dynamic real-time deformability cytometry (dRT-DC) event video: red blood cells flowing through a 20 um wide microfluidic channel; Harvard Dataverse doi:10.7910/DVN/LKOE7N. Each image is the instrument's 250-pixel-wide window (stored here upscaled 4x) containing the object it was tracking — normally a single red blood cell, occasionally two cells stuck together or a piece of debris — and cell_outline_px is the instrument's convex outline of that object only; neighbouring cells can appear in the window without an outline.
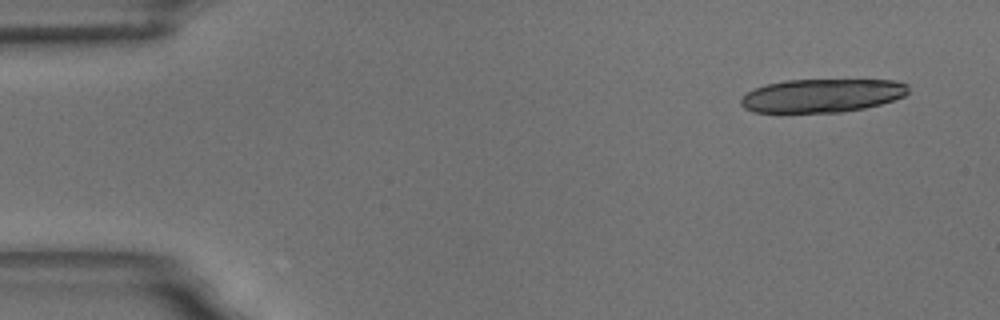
{"species": "common noctule bat (a hibernating species)", "species_latin": "Nyctalus noctula", "temperature_condition": "room temperature", "stored_images_in_passage": 4, "camera_frame_rate_fps": 3000, "um_per_image_px": 0.085, "animal": {"sex": "male", "body_mass_g": 18.8}, "frame": {"image": 1, "passage_image": 1, "time_ms": 0.0, "image_size_px": [1000, 320], "cell_outline_px": [[908, 92], [904, 96], [880, 104], [864, 108], [840, 112], [756, 112], [744, 108], [740, 104], [740, 100], [748, 92], [756, 88], [768, 84], [784, 80], [896, 80], [908, 84]], "centroid_in_image_um": [69.89, 8.12], "position_along_channel_um": 15.1, "area_um2": 32.43}}